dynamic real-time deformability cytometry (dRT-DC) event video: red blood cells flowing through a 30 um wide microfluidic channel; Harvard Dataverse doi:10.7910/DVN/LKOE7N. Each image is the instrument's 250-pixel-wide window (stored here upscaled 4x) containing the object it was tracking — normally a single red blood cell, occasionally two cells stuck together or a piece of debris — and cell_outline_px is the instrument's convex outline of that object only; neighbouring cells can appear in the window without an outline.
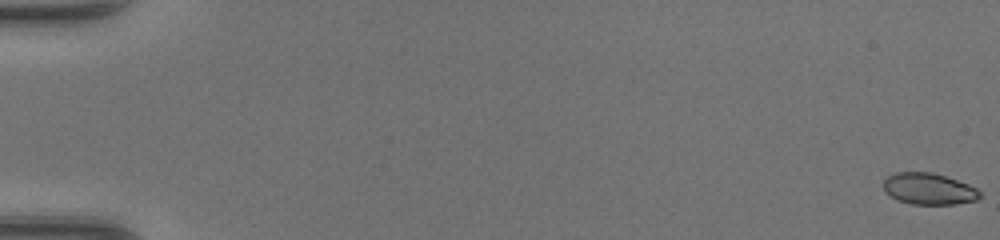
{"species": "common noctule bat (a hibernating species)", "species_latin": "Nyctalus noctula", "temperature_condition": "warm", "stored_images_in_passage": 2, "camera_frame_rate_fps": 3000, "um_per_image_px": 0.085, "animal": {"sex": "female", "body_mass_g": 17.0, "forearm_length_mm": 48.0}, "frame": {"image": 1, "passage_image": 1, "time_ms": 0.0, "image_size_px": [1000, 240], "cell_outline_px": [[980, 196], [976, 200], [952, 204], [912, 204], [900, 200], [884, 192], [884, 180], [888, 176], [896, 172], [932, 172], [968, 184], [976, 188], [980, 192]], "centroid_in_image_um": [78.93, 16.04], "position_along_channel_um": 6.1, "area_um2": 17.4}}